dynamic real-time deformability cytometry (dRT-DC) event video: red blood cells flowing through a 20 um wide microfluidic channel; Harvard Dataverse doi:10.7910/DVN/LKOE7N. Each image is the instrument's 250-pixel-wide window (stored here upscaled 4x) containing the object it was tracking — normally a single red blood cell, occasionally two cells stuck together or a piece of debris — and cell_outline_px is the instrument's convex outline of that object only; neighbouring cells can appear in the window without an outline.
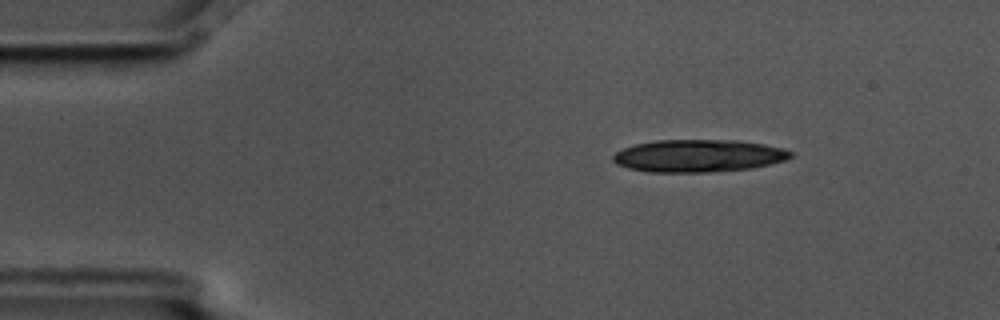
{"species": "common noctule bat (a hibernating species)", "species_latin": "Nyctalus noctula", "temperature_condition": "cold", "stored_images_in_passage": 13, "segment_of_instrument_passage": [1, 2], "camera_frame_rate_fps": 3000, "um_per_image_px": 0.085, "animal": {"sex": "male", "body_mass_g": 17.5, "forearm_length_mm": 52.3}, "frame": {"image": 1, "passage_image": 3, "time_ms": 0.667, "image_size_px": [1000, 320], "cell_outline_px": [[792, 156], [784, 160], [752, 168], [708, 172], [648, 172], [628, 168], [616, 164], [612, 160], [612, 156], [616, 152], [624, 148], [636, 144], [656, 140], [740, 140], [764, 144], [784, 148], [792, 152]], "centroid_in_image_um": [59.35, 13.24], "position_along_channel_um": 25.6, "area_um2": 33.64}}